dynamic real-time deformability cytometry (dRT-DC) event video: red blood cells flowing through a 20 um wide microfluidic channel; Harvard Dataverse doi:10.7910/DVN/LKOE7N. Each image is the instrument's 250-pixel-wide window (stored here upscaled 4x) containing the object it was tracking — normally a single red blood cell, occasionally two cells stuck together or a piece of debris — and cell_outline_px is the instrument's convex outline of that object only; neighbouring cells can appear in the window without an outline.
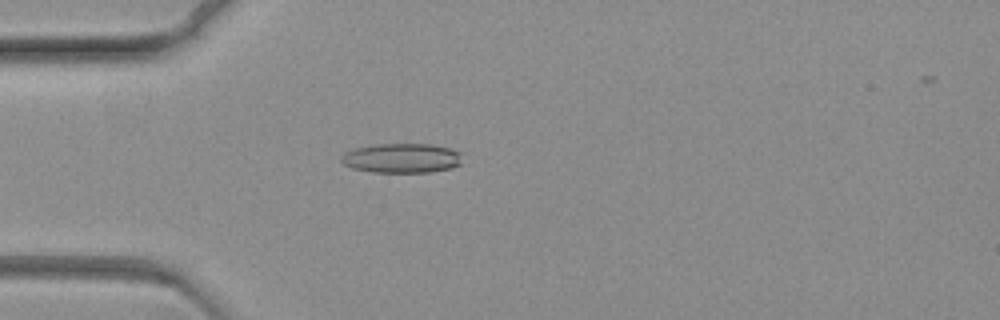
{"species": "common noctule bat (a hibernating species)", "species_latin": "Nyctalus noctula", "temperature_condition": "warm", "stored_images_in_passage": 64, "camera_frame_rate_fps": 3000, "um_per_image_px": 0.085, "animal": {"sex": "female", "body_mass_g": 19.3, "forearm_length_mm": 54.1}, "frame": {"image": 1, "passage_image": 11, "time_ms": 3.333, "image_size_px": [1000, 320], "cell_outline_px": [[460, 164], [452, 168], [428, 172], [372, 172], [352, 168], [344, 164], [340, 160], [340, 156], [344, 152], [352, 148], [376, 144], [432, 144], [448, 148], [460, 152]], "centroid_in_image_um": [34.09, 13.43], "position_along_channel_um": 50.9, "area_um2": 20.92}}
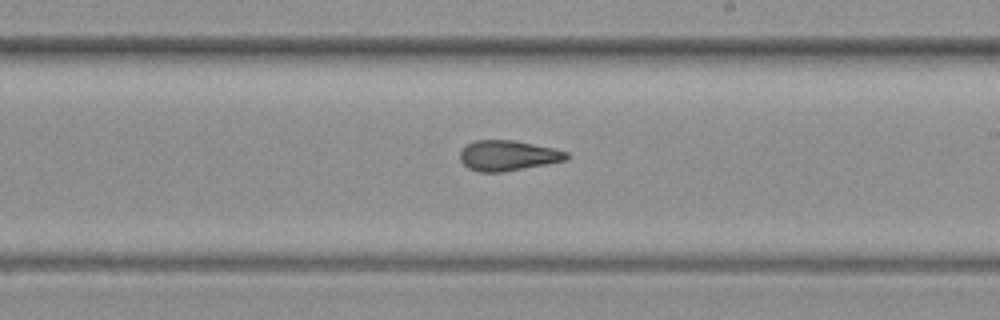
{"frame": {"image": 2, "passage_image": 33, "time_ms": 10.667, "image_size_px": [1000, 320], "cell_outline_px": [[568, 160], [504, 172], [480, 172], [468, 168], [460, 160], [460, 152], [468, 144], [476, 140], [512, 140], [552, 148], [568, 152]], "centroid_in_image_um": [43.17, 13.23], "position_along_channel_um": 245.8, "area_um2": 18.67}}
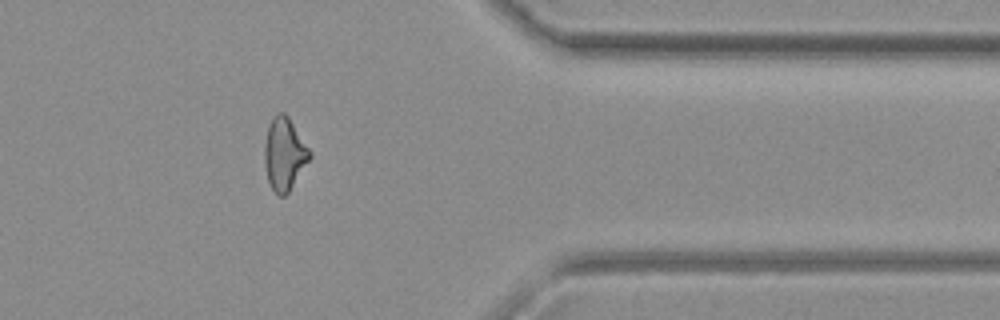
{"frame": {"image": 3, "passage_image": 50, "time_ms": 16.333, "image_size_px": [1000, 320], "cell_outline_px": [[312, 156], [288, 192], [284, 196], [280, 196], [272, 188], [268, 180], [264, 164], [264, 148], [268, 128], [276, 112], [284, 112], [288, 116], [312, 152]], "centroid_in_image_um": [24.18, 13.07], "position_along_channel_um": 387.2, "area_um2": 18.9}}